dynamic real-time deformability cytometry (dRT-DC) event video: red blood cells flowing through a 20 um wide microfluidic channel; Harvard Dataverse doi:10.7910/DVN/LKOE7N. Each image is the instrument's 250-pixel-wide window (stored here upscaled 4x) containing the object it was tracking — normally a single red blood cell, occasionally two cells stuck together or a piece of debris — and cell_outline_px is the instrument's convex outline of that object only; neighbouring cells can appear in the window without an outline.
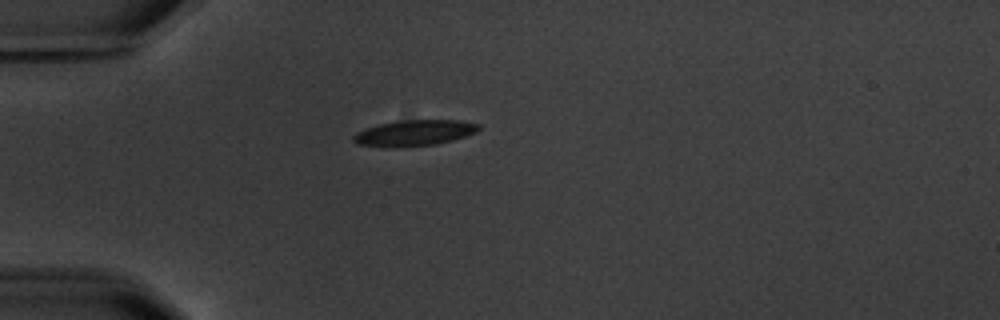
{"species": "common noctule bat (a hibernating species)", "species_latin": "Nyctalus noctula", "temperature_condition": "warm", "stored_images_in_passage": 1, "camera_frame_rate_fps": 3000, "um_per_image_px": 0.085, "animal": {"sex": "male", "body_mass_g": 20.1, "forearm_length_mm": 53.5}, "frame": {"image": 1, "passage_image": 1, "time_ms": 0.0, "image_size_px": [1000, 320], "cell_outline_px": [[480, 128], [476, 132], [452, 140], [436, 144], [384, 148], [356, 144], [352, 140], [352, 136], [356, 132], [364, 128], [380, 124], [408, 120], [460, 120], [480, 124]], "centroid_in_image_um": [35.17, 11.31], "position_along_channel_um": 49.8, "area_um2": 18.9}}